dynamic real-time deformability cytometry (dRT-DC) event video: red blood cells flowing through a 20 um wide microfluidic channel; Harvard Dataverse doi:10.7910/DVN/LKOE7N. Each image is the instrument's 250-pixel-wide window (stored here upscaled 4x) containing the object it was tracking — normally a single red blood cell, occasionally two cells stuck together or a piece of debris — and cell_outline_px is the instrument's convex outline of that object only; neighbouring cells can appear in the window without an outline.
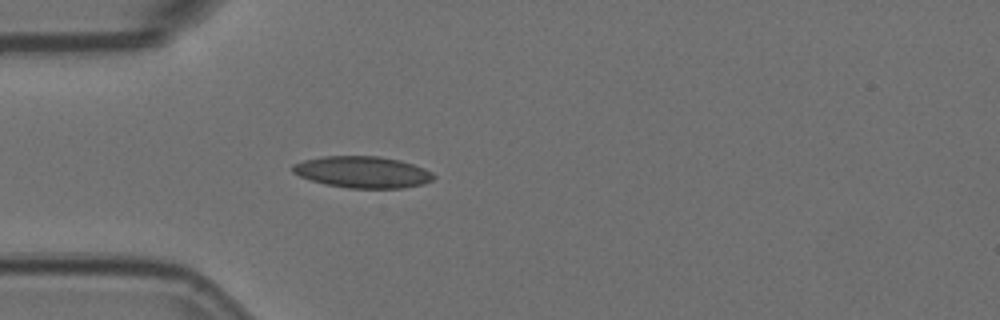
{"species": "Egyptian fruit bat (a non-hibernating species)", "species_latin": "Rousettus aegyptiacus", "temperature_condition": "room temperature", "stored_images_in_passage": 4, "camera_frame_rate_fps": 3000, "um_per_image_px": 0.085, "animal": {"sex": "female"}, "frame": {"image": 1, "passage_image": 4, "time_ms": 1.0, "image_size_px": [1000, 320], "cell_outline_px": [[436, 176], [432, 180], [424, 184], [404, 188], [348, 188], [324, 184], [300, 176], [292, 172], [292, 164], [304, 160], [320, 156], [380, 156], [400, 160], [424, 168], [432, 172]], "centroid_in_image_um": [30.82, 14.62], "position_along_channel_um": 54.2, "area_um2": 26.07}}